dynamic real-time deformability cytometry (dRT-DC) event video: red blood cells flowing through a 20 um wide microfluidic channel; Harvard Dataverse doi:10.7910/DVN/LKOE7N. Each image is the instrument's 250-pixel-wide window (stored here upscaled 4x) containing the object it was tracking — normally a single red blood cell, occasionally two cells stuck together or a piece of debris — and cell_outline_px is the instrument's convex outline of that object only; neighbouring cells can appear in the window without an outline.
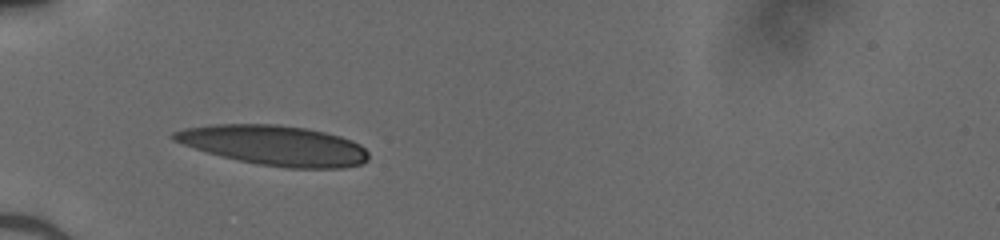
{"species": "human", "species_latin": "Homo sapiens", "temperature_condition": "cold", "stored_images_in_passage": 34, "camera_frame_rate_fps": 3000, "um_per_image_px": 0.085, "donor": {"sex": "male"}, "frame": {"image": 1, "passage_image": 1, "time_ms": 0.0, "image_size_px": [1000, 240], "cell_outline_px": [[368, 160], [360, 164], [344, 168], [288, 168], [256, 164], [220, 156], [172, 140], [168, 136], [172, 132], [184, 128], [212, 124], [280, 124], [308, 128], [340, 136], [352, 140], [360, 144], [368, 152]], "centroid_in_image_um": [23.32, 12.35], "position_along_channel_um": 61.7, "area_um2": 45.55}}
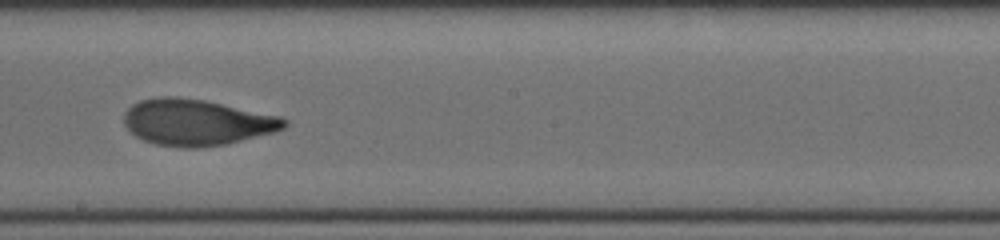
{"frame": {"image": 2, "passage_image": 14, "time_ms": 4.333, "image_size_px": [1000, 240], "cell_outline_px": [[288, 124], [284, 128], [276, 132], [228, 144], [200, 148], [180, 148], [156, 144], [144, 140], [136, 136], [124, 124], [124, 112], [132, 104], [140, 100], [164, 96], [172, 96], [204, 100], [280, 116], [288, 120]], "centroid_in_image_um": [16.74, 10.41], "position_along_channel_um": 231.5, "area_um2": 43.35}}
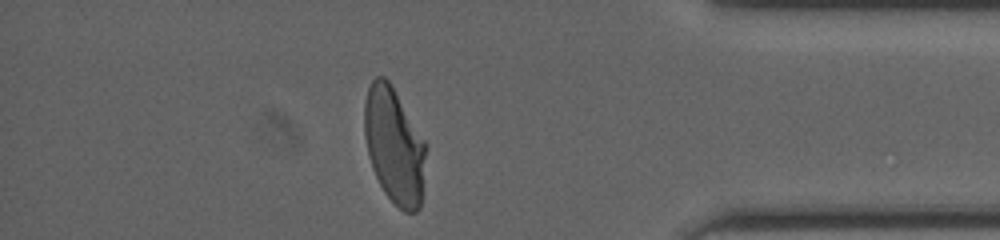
{"frame": {"image": 3, "passage_image": 28, "time_ms": 9.0, "image_size_px": [1000, 240], "cell_outline_px": [[428, 144], [420, 208], [416, 212], [404, 212], [384, 192], [372, 168], [368, 156], [364, 136], [364, 104], [368, 88], [372, 80], [376, 76], [384, 76], [388, 80]], "centroid_in_image_um": [33.52, 12.38], "position_along_channel_um": 401.7, "area_um2": 41.85}}